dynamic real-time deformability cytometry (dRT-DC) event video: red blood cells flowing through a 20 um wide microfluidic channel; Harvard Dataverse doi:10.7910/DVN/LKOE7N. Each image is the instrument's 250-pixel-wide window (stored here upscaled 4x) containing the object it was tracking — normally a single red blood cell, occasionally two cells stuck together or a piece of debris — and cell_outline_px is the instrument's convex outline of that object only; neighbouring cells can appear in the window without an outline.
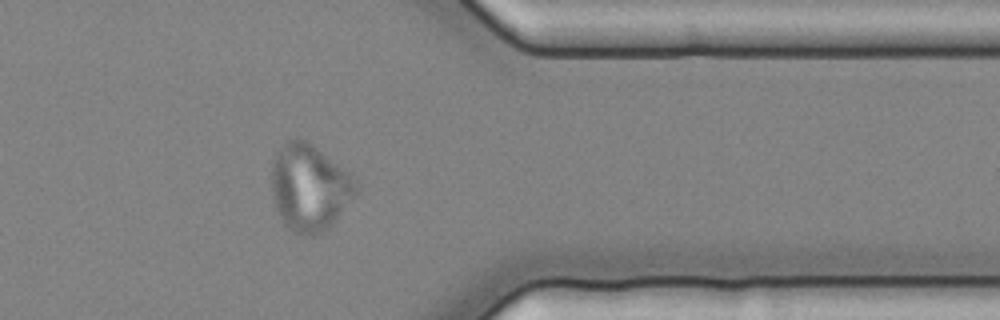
{"species": "common noctule bat (a hibernating species)", "species_latin": "Nyctalus noctula", "temperature_condition": "cold", "stored_images_in_passage": 45, "camera_frame_rate_fps": 3000, "um_per_image_px": 0.085, "animal": {"sex": "female", "body_mass_g": 25.1}, "frame": {"image": 1, "passage_image": 35, "time_ms": 11.333, "image_size_px": [1000, 320], "cell_outline_px": [[356, 196], [336, 220], [328, 228], [312, 236], [300, 236], [288, 228], [284, 224], [276, 208], [272, 192], [272, 160], [276, 152], [292, 136], [296, 136], [308, 140], [352, 172], [356, 180]], "centroid_in_image_um": [26.33, 15.9], "position_along_channel_um": 385.1, "area_um2": 43.47}}
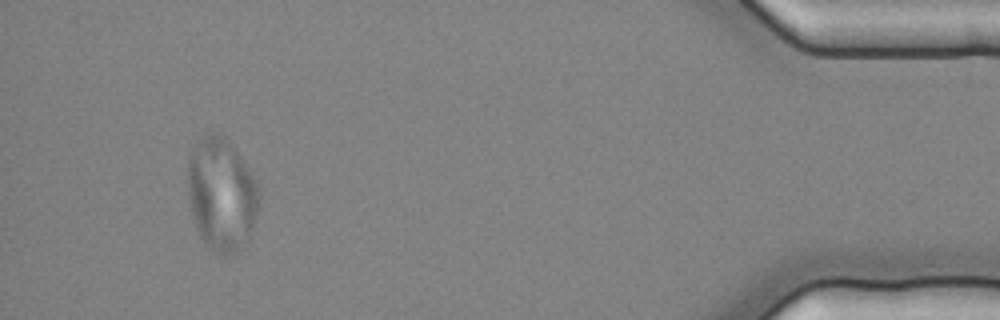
{"frame": {"image": 2, "passage_image": 42, "time_ms": 13.667, "image_size_px": [1000, 320], "cell_outline_px": [[260, 204], [252, 224], [248, 232], [236, 252], [228, 256], [220, 256], [208, 248], [200, 236], [196, 228], [192, 216], [188, 196], [188, 156], [200, 140], [204, 136], [216, 132], [220, 132], [232, 144], [256, 180], [260, 192]], "centroid_in_image_um": [18.81, 16.51], "position_along_channel_um": 416.4, "area_um2": 46.64}}